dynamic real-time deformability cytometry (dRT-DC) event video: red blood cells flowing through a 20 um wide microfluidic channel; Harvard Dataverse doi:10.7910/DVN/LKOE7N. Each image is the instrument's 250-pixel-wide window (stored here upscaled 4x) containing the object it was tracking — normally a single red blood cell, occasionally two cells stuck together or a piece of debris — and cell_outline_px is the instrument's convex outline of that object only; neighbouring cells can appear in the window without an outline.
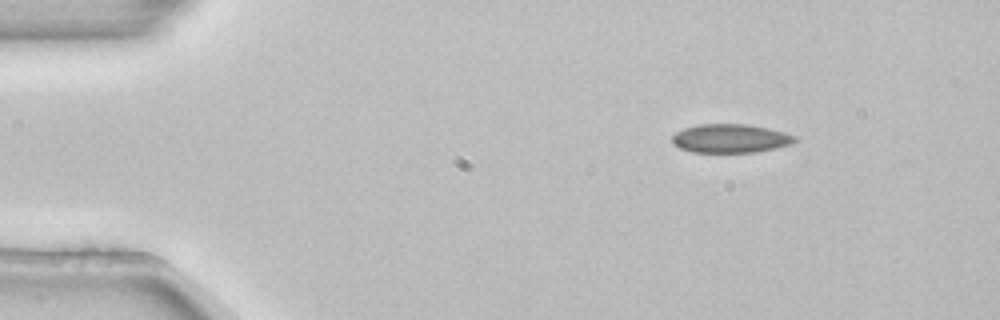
{"species": "common noctule bat (a hibernating species)", "species_latin": "Nyctalus noctula", "temperature_condition": "room temperature", "stored_images_in_passage": 2, "camera_frame_rate_fps": 3000, "um_per_image_px": 0.085, "animal": {"sex": "female", "body_mass_g": 22.7, "forearm_length_mm": 54.2}, "frame": {"image": 1, "passage_image": 1, "time_ms": 0.0, "image_size_px": [1000, 320], "cell_outline_px": [[800, 140], [792, 144], [776, 148], [756, 152], [692, 152], [680, 148], [672, 140], [672, 136], [676, 132], [684, 128], [700, 124], [748, 124], [768, 128], [800, 136]], "centroid_in_image_um": [62.17, 11.76], "position_along_channel_um": 22.8, "area_um2": 20.69}}